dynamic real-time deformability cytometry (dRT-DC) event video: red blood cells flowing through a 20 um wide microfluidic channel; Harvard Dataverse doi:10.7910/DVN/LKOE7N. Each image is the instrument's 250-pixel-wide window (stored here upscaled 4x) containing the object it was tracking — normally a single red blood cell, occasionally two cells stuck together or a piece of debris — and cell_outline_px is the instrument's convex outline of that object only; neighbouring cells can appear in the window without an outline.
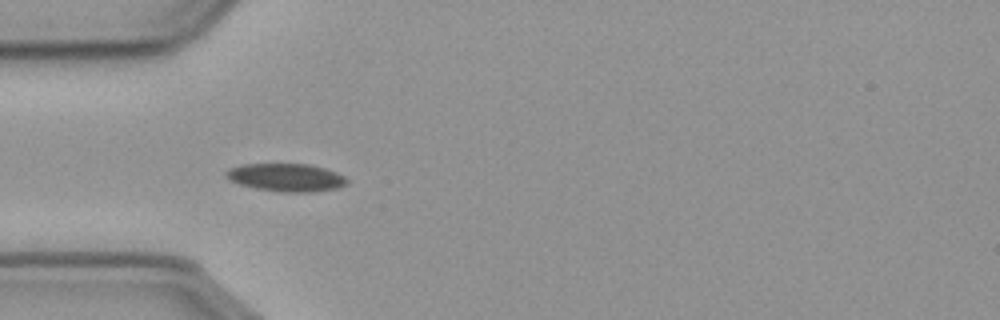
{"species": "common noctule bat (a hibernating species)", "species_latin": "Nyctalus noctula", "temperature_condition": "cold", "stored_images_in_passage": 32, "camera_frame_rate_fps": 3000, "um_per_image_px": 0.085, "animal": {"sex": "male", "body_mass_g": 23.1, "forearm_length_mm": 52.7}, "frame": {"image": 1, "passage_image": 1, "time_ms": 0.0, "image_size_px": [1000, 320], "cell_outline_px": [[348, 184], [340, 188], [312, 192], [280, 192], [256, 188], [240, 184], [228, 180], [224, 176], [224, 172], [228, 168], [244, 164], [308, 164], [324, 168], [336, 172], [344, 176], [348, 180]], "centroid_in_image_um": [24.32, 15.09], "position_along_channel_um": 60.7, "area_um2": 19.88}}
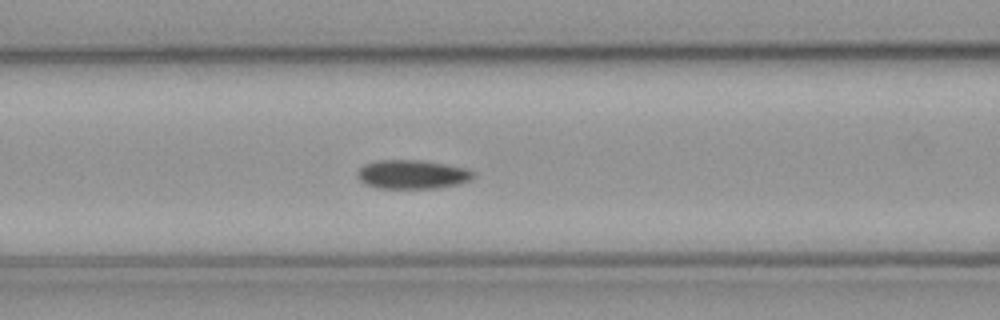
{"frame": {"image": 2, "passage_image": 7, "time_ms": 2.0, "image_size_px": [1000, 320], "cell_outline_px": [[476, 176], [472, 180], [460, 184], [436, 188], [376, 188], [364, 184], [356, 176], [360, 168], [364, 164], [380, 160], [420, 160], [444, 164], [464, 168], [476, 172]], "centroid_in_image_um": [35.06, 14.83], "position_along_channel_um": 131.5, "area_um2": 19.65}}
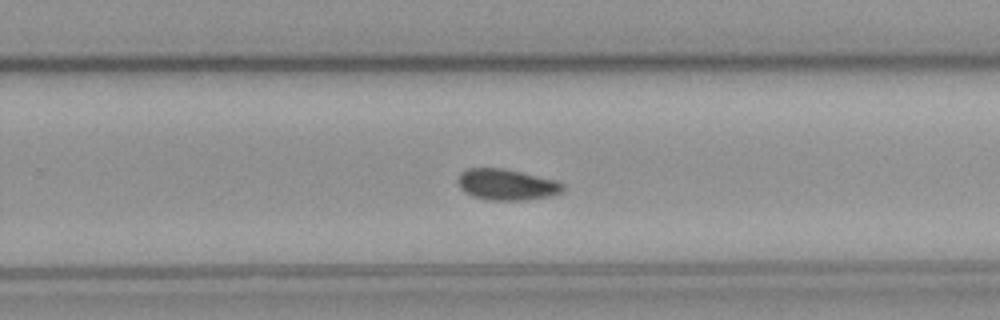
{"frame": {"image": 3, "passage_image": 20, "time_ms": 6.333, "image_size_px": [1000, 320], "cell_outline_px": [[564, 192], [548, 196], [528, 200], [484, 200], [472, 196], [464, 192], [460, 188], [456, 180], [460, 172], [468, 168], [500, 168], [520, 172], [556, 180], [564, 184]], "centroid_in_image_um": [43.03, 15.7], "position_along_channel_um": 286.8, "area_um2": 19.19}, "authors_computed_cell_mechanics": {"area_um2": 19.1896, "velocity_mm_per_s": 3.5851, "shape_relaxation_time_tau1_ms": 8.6718, "shape_relaxation_time_tau2_ms": null, "deformation_change_tau1": 0.1185, "deformation_change_tau2": null}}